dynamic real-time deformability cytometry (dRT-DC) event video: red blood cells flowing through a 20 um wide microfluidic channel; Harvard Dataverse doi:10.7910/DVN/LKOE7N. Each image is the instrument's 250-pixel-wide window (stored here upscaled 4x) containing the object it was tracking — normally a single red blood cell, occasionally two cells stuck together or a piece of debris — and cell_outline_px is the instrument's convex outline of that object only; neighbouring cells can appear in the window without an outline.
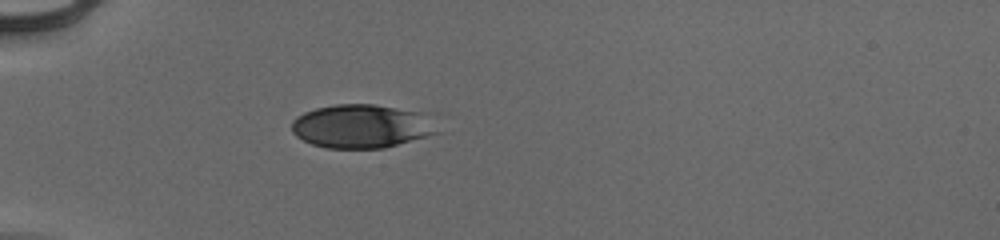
{"species": "human", "species_latin": "Homo sapiens", "temperature_condition": "cold", "stored_images_in_passage": 37, "camera_frame_rate_fps": 3000, "um_per_image_px": 0.085, "donor": {"sex": "male"}, "frame": {"image": 1, "passage_image": 1, "time_ms": 0.0, "image_size_px": [1000, 240], "cell_outline_px": [[440, 132], [428, 136], [384, 148], [328, 148], [312, 144], [296, 136], [292, 132], [292, 120], [296, 116], [304, 112], [316, 108], [336, 104], [372, 104], [432, 112]], "centroid_in_image_um": [30.84, 10.71], "position_along_channel_um": 54.2, "area_um2": 37.8}}
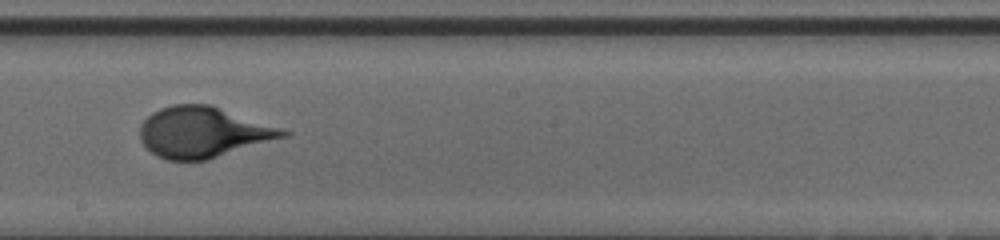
{"frame": {"image": 2, "passage_image": 16, "time_ms": 5.0, "image_size_px": [1000, 240], "cell_outline_px": [[292, 132], [288, 136], [208, 160], [168, 160], [156, 156], [140, 140], [140, 124], [152, 112], [160, 108], [172, 104], [212, 104]], "centroid_in_image_um": [17.26, 11.23], "position_along_channel_um": 230.9, "area_um2": 42.43}}
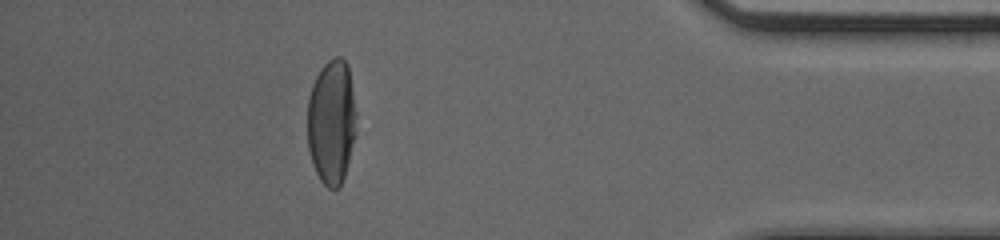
{"frame": {"image": 3, "passage_image": 32, "time_ms": 10.333, "image_size_px": [1000, 240], "cell_outline_px": [[356, 132], [344, 176], [340, 188], [328, 188], [320, 180], [312, 164], [308, 148], [308, 96], [312, 84], [320, 68], [328, 60], [336, 56], [340, 56], [348, 64], [356, 112]], "centroid_in_image_um": [28.18, 10.34], "position_along_channel_um": 407.0, "area_um2": 35.78}}